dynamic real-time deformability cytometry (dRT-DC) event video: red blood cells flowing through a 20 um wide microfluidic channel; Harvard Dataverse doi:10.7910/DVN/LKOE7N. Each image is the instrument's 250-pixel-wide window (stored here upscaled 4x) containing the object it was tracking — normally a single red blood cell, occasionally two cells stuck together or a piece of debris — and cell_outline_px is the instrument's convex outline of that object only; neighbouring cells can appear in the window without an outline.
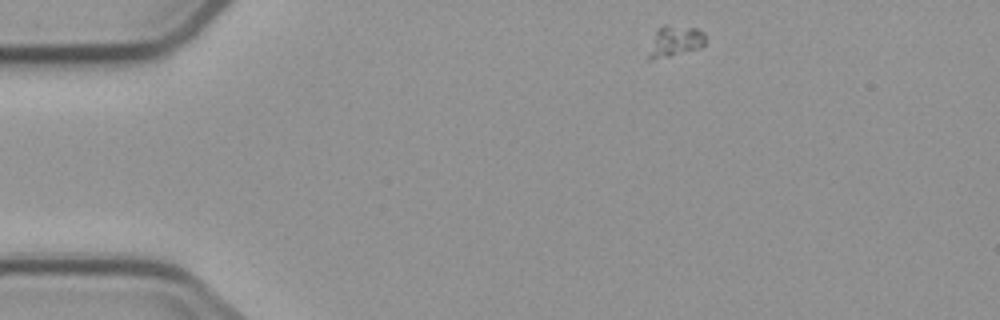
{"species": "common noctule bat (a hibernating species)", "species_latin": "Nyctalus noctula", "temperature_condition": "cold", "stored_images_in_passage": 5, "camera_frame_rate_fps": 3000, "um_per_image_px": 0.085, "animal": {"sex": "male", "body_mass_g": 23.1, "forearm_length_mm": 52.7}, "frame": {"image": 1, "passage_image": 5, "time_ms": 5.333, "image_size_px": [1000, 320], "cell_outline_px": [[704, 44], [700, 48], [652, 60], [648, 60], [648, 56], [652, 40], [656, 28], [664, 24], [668, 24], [696, 28], [704, 32]], "centroid_in_image_um": [57.35, 3.47], "position_along_channel_um": 27.7, "area_um2": 10.23}}